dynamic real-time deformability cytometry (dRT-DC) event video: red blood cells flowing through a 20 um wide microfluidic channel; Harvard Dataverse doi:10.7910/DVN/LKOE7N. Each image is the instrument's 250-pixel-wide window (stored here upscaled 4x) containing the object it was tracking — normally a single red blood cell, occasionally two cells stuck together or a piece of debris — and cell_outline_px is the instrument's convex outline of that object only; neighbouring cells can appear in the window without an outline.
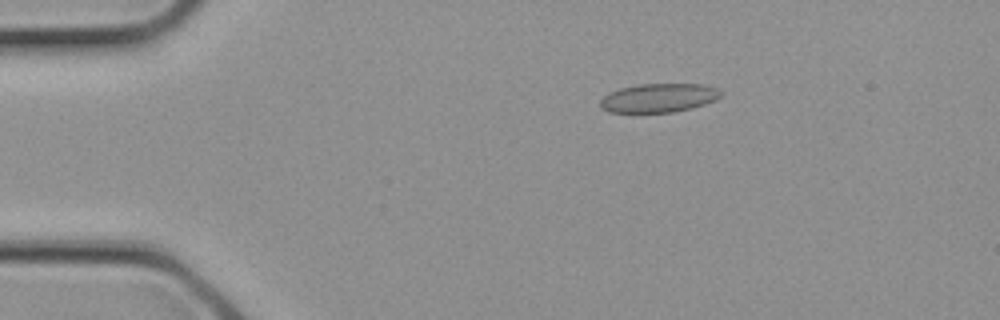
{"species": "common noctule bat (a hibernating species)", "species_latin": "Nyctalus noctula", "temperature_condition": "cold", "stored_images_in_passage": 3, "camera_frame_rate_fps": 3000, "um_per_image_px": 0.085, "animal": {"sex": "female", "body_mass_g": 21.9}, "frame": {"image": 1, "passage_image": 2, "time_ms": 0.333, "image_size_px": [1000, 320], "cell_outline_px": [[724, 92], [716, 100], [692, 108], [672, 112], [608, 112], [600, 108], [600, 100], [604, 96], [620, 88], [640, 84], [704, 84], [716, 88]], "centroid_in_image_um": [56.01, 8.32], "position_along_channel_um": 29.0, "area_um2": 20.23}}